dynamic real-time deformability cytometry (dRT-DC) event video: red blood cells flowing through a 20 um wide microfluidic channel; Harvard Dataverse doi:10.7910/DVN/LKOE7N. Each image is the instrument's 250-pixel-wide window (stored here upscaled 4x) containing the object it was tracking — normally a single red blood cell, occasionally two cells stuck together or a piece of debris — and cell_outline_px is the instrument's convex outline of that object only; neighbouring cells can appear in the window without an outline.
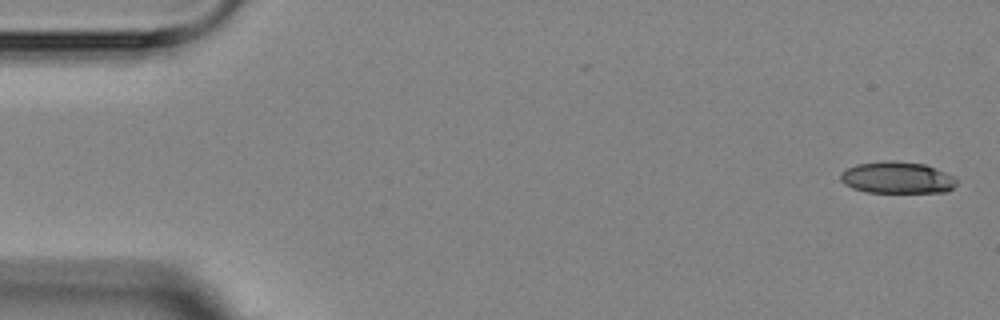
{"species": "Egyptian fruit bat (a non-hibernating species)", "species_latin": "Rousettus aegyptiacus", "temperature_condition": "room temperature", "stored_images_in_passage": 5, "camera_frame_rate_fps": 3000, "um_per_image_px": 0.085, "animal": {"sex": "female"}, "frame": {"image": 1, "passage_image": 1, "time_ms": 0.0, "image_size_px": [1000, 320], "cell_outline_px": [[956, 184], [948, 192], [864, 192], [852, 188], [844, 184], [840, 180], [840, 172], [844, 168], [856, 164], [884, 160], [892, 160], [924, 164], [936, 168], [952, 176], [956, 180]], "centroid_in_image_um": [76.19, 15.09], "position_along_channel_um": 8.8, "area_um2": 21.68}}
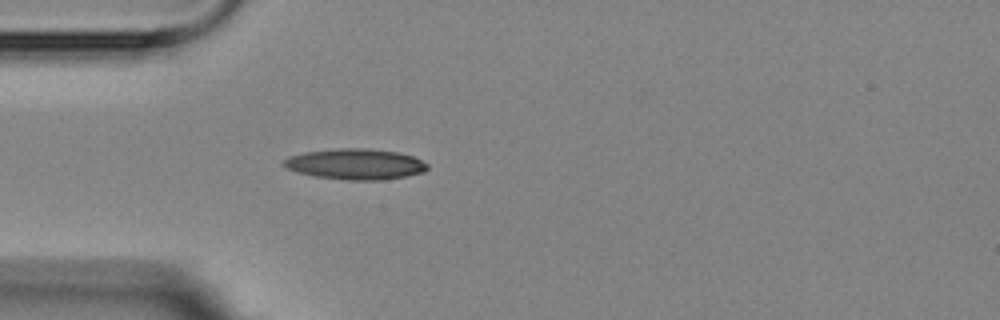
{"frame": {"image": 2, "passage_image": 5, "time_ms": 4.667, "image_size_px": [1000, 320], "cell_outline_px": [[428, 168], [424, 172], [404, 176], [380, 180], [348, 180], [312, 176], [296, 172], [280, 164], [288, 156], [304, 152], [336, 148], [368, 148], [400, 152], [412, 156], [428, 164]], "centroid_in_image_um": [30.18, 13.94], "position_along_channel_um": 54.8, "area_um2": 25.89}}